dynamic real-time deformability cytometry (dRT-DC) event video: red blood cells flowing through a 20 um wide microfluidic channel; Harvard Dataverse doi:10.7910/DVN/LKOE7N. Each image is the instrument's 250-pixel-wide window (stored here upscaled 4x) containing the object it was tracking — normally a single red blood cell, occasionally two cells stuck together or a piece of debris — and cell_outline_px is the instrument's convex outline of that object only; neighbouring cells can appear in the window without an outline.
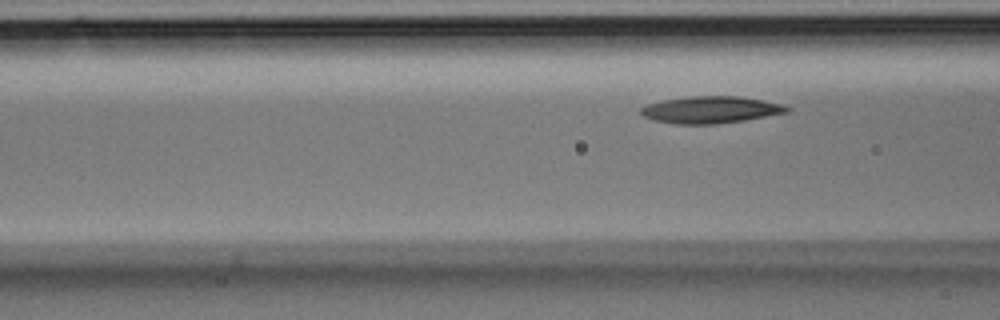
{"species": "Egyptian fruit bat (a non-hibernating species)", "species_latin": "Rousettus aegyptiacus", "temperature_condition": "room temperature", "stored_images_in_passage": 4, "camera_frame_rate_fps": 3000, "um_per_image_px": 0.085, "animal": {"sex": "male"}, "frame": {"image": 1, "passage_image": 4, "time_ms": 1.0, "image_size_px": [1000, 320], "cell_outline_px": [[792, 108], [788, 112], [744, 120], [716, 124], [676, 124], [652, 120], [644, 116], [640, 112], [640, 108], [648, 104], [664, 100], [692, 96], [740, 96], [764, 100], [784, 104]], "centroid_in_image_um": [60.43, 9.33], "position_along_channel_um": 106.2, "area_um2": 22.95}}